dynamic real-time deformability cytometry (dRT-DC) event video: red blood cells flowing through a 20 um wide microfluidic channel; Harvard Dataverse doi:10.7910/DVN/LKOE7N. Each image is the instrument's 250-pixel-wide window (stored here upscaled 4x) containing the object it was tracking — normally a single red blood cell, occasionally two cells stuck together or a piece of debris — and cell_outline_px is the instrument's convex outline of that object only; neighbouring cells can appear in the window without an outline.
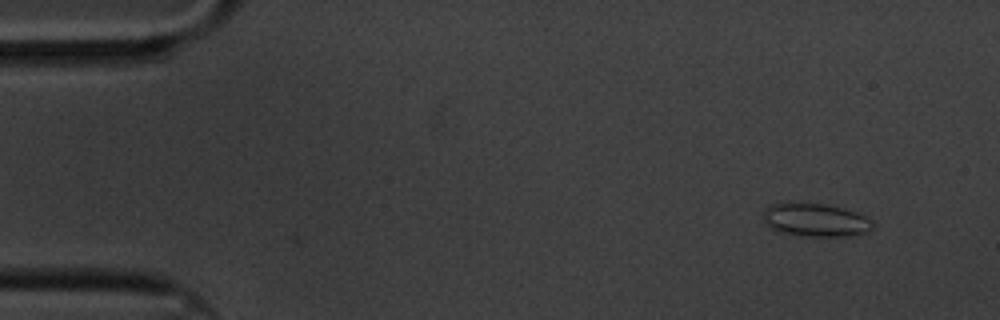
{"species": "common noctule bat (a hibernating species)", "species_latin": "Nyctalus noctula", "temperature_condition": "cold", "stored_images_in_passage": 2, "camera_frame_rate_fps": 3000, "um_per_image_px": 0.085, "animal": {"sex": "male", "body_mass_g": 20.1, "forearm_length_mm": 53.5}, "frame": {"image": 1, "passage_image": 2, "time_ms": 0.333, "image_size_px": [1000, 320], "cell_outline_px": [[872, 228], [868, 232], [856, 236], [800, 236], [776, 232], [764, 224], [764, 212], [772, 204], [824, 204], [844, 208], [856, 212], [872, 220]], "centroid_in_image_um": [69.34, 18.74], "position_along_channel_um": 15.7, "area_um2": 21.15}}